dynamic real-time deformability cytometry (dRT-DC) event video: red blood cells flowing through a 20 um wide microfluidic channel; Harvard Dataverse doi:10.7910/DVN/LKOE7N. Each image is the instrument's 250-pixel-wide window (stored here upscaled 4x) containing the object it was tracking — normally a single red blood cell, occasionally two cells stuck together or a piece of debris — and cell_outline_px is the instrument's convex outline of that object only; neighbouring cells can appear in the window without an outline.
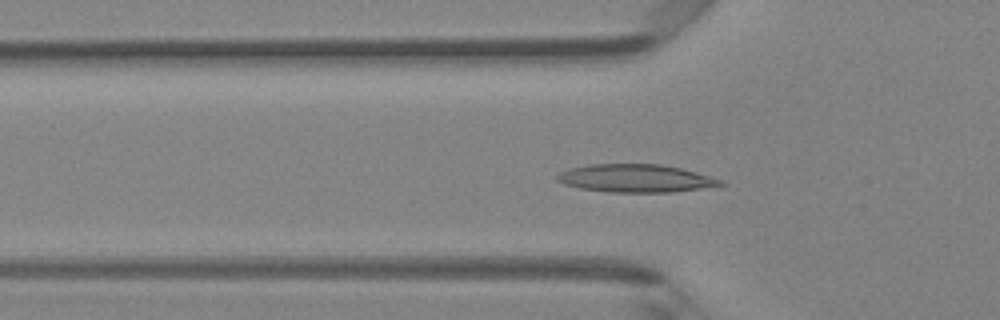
{"species": "Egyptian fruit bat (a non-hibernating species)", "species_latin": "Rousettus aegyptiacus", "temperature_condition": "room temperature", "stored_images_in_passage": 46, "camera_frame_rate_fps": 3000, "um_per_image_px": 0.085, "animal": {"sex": "female"}, "frame": {"image": 1, "passage_image": 15, "time_ms": 4.667, "image_size_px": [1000, 320], "cell_outline_px": [[728, 184], [716, 188], [672, 192], [608, 192], [580, 188], [564, 184], [556, 180], [556, 176], [560, 172], [572, 168], [588, 164], [660, 164], [680, 168], [696, 172], [720, 180]], "centroid_in_image_um": [54.1, 15.17], "position_along_channel_um": 71.7, "area_um2": 26.82}}
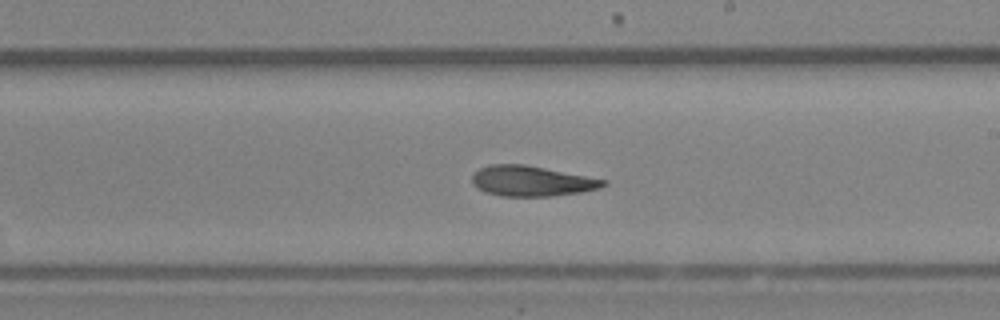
{"frame": {"image": 2, "passage_image": 27, "time_ms": 8.667, "image_size_px": [1000, 320], "cell_outline_px": [[608, 184], [600, 188], [580, 192], [552, 196], [500, 196], [484, 192], [476, 188], [472, 184], [472, 176], [480, 168], [488, 164], [524, 164], [608, 180]], "centroid_in_image_um": [45.17, 15.39], "position_along_channel_um": 243.8, "area_um2": 23.29}}
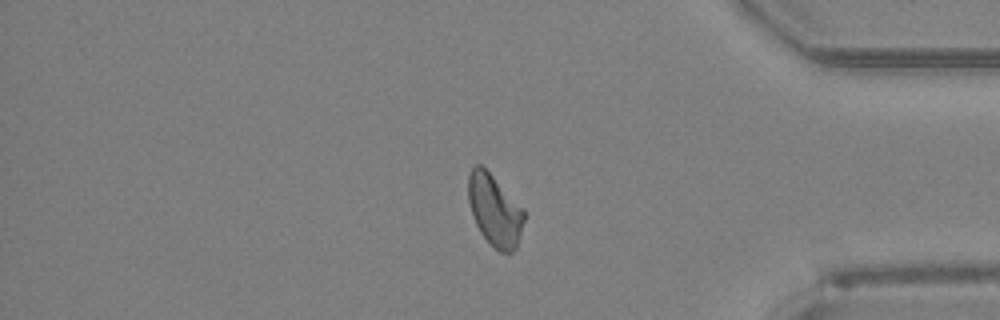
{"frame": {"image": 3, "passage_image": 39, "time_ms": 12.667, "image_size_px": [1000, 320], "cell_outline_px": [[524, 220], [520, 236], [516, 248], [512, 252], [500, 252], [480, 232], [472, 216], [468, 200], [468, 176], [472, 168], [476, 164], [480, 164], [524, 208]], "centroid_in_image_um": [42.04, 17.87], "position_along_channel_um": 393.2, "area_um2": 22.95}, "authors_computed_cell_mechanics": {"area_um2": 23.987, "velocity_mm_per_s": 4.3152, "shape_relaxation_time_tau1_ms": null, "shape_relaxation_time_tau2_ms": 3.1492, "deformation_change_tau1": null, "deformation_change_tau2": 0.1014}}